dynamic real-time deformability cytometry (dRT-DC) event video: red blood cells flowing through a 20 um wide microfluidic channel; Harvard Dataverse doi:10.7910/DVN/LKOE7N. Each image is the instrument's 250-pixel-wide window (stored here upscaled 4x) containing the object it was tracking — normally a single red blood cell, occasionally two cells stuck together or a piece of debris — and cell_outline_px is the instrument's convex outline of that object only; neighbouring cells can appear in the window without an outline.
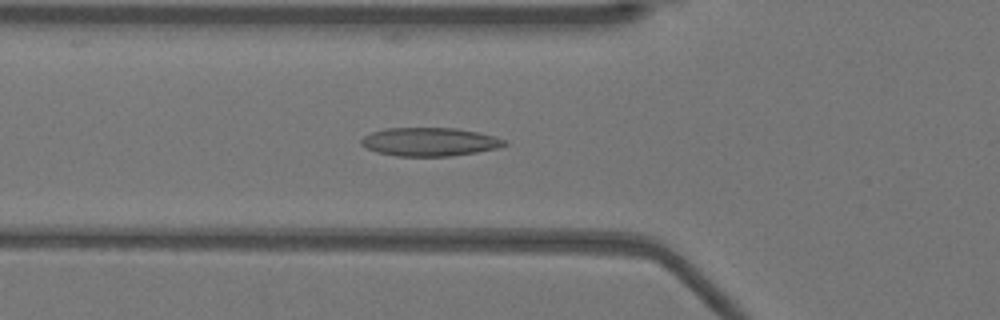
{"species": "Egyptian fruit bat (a non-hibernating species)", "species_latin": "Rousettus aegyptiacus", "temperature_condition": "warm", "stored_images_in_passage": 46, "camera_frame_rate_fps": 3000, "um_per_image_px": 0.085, "animal": {"sex": "female"}, "frame": {"image": 1, "passage_image": 13, "time_ms": 4.0, "image_size_px": [1000, 320], "cell_outline_px": [[508, 144], [500, 148], [476, 152], [448, 156], [396, 156], [376, 152], [360, 144], [360, 140], [364, 136], [372, 132], [384, 128], [456, 128], [476, 132], [492, 136], [504, 140]], "centroid_in_image_um": [36.49, 12.06], "position_along_channel_um": 89.3, "area_um2": 23.64}}
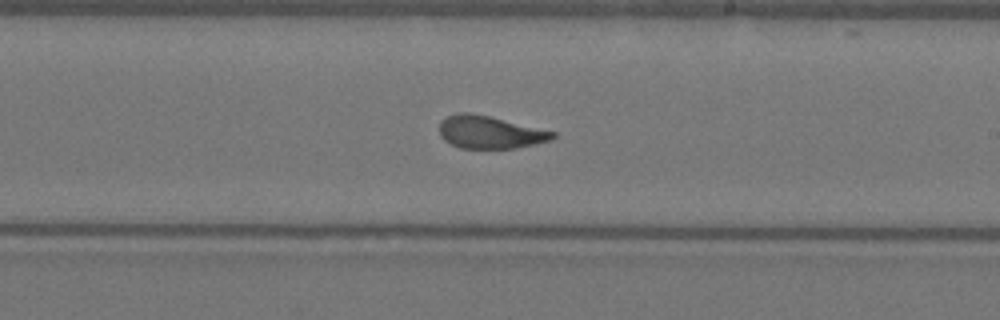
{"frame": {"image": 2, "passage_image": 25, "time_ms": 8.0, "image_size_px": [1000, 320], "cell_outline_px": [[556, 136], [552, 140], [516, 148], [460, 148], [444, 140], [440, 136], [440, 120], [448, 116], [460, 112], [468, 112], [488, 116], [556, 132]], "centroid_in_image_um": [41.63, 11.24], "position_along_channel_um": 247.4, "area_um2": 21.39}}
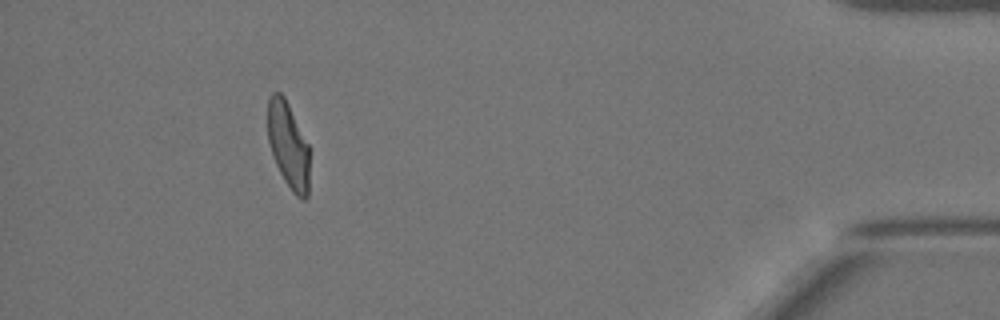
{"frame": {"image": 3, "passage_image": 42, "time_ms": 13.667, "image_size_px": [1000, 320], "cell_outline_px": [[308, 196], [304, 200], [300, 200], [292, 192], [284, 180], [276, 164], [268, 140], [268, 96], [272, 92], [280, 92], [284, 96], [308, 144]], "centroid_in_image_um": [24.49, 12.35], "position_along_channel_um": 410.7, "area_um2": 20.75}, "authors_computed_cell_mechanics": {"area_um2": 22.6865, "velocity_mm_per_s": 3.941, "shape_relaxation_time_tau1_ms": 6.5616, "shape_relaxation_time_tau2_ms": 1.1784, "deformation_change_tau1": 0.2081, "deformation_change_tau2": 0.0816}}